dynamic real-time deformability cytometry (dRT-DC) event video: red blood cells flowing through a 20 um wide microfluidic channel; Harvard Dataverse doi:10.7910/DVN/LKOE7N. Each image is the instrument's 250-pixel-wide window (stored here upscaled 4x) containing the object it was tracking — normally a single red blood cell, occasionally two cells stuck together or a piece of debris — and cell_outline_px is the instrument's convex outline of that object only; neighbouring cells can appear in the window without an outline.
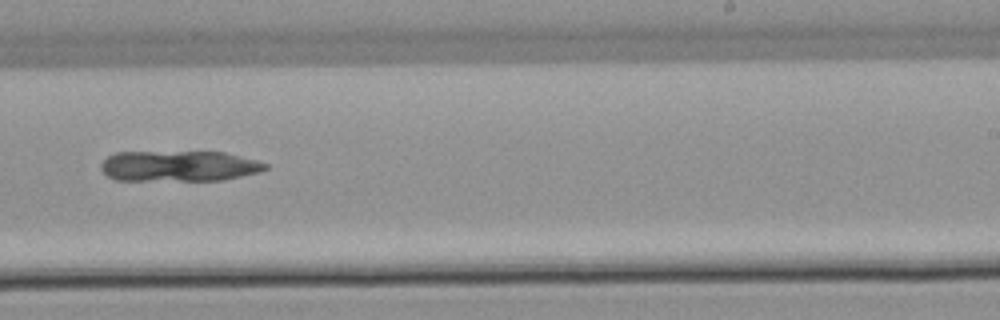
{"species": "common noctule bat (a hibernating species)", "species_latin": "Nyctalus noctula", "temperature_condition": "warm", "stored_images_in_passage": 9, "camera_frame_rate_fps": 3000, "um_per_image_px": 0.085, "animal": {"sex": "male", "body_mass_g": 21.5, "forearm_length_mm": 52.0}, "frame": {"image": 1, "passage_image": 9, "time_ms": 10.0, "image_size_px": [1000, 320], "cell_outline_px": [[268, 168], [256, 172], [224, 180], [116, 180], [108, 176], [100, 168], [100, 164], [108, 156], [116, 152], [224, 152], [256, 160], [268, 164]], "centroid_in_image_um": [15.18, 14.11], "position_along_channel_um": 273.8, "area_um2": 29.25}}